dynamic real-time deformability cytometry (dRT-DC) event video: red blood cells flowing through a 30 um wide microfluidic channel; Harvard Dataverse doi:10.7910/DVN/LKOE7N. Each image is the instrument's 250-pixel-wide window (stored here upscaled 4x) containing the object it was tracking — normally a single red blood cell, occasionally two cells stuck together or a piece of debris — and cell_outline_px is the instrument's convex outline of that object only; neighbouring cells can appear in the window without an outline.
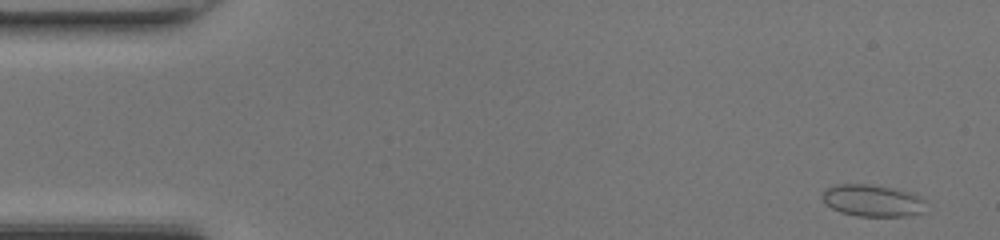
{"species": "common noctule bat (a hibernating species)", "species_latin": "Nyctalus noctula", "temperature_condition": "room temperature", "stored_images_in_passage": 23, "camera_frame_rate_fps": 3000, "um_per_image_px": 0.085, "animal": {"sex": "female", "body_mass_g": 17.0, "forearm_length_mm": 48.0}, "frame": {"image": 1, "passage_image": 2, "time_ms": 0.333, "image_size_px": [1000, 240], "cell_outline_px": [[924, 212], [908, 216], [856, 216], [840, 212], [824, 204], [820, 196], [824, 188], [832, 184], [872, 184], [912, 192], [920, 196], [924, 200]], "centroid_in_image_um": [74.11, 17.04], "position_along_channel_um": 10.9, "area_um2": 19.71}}
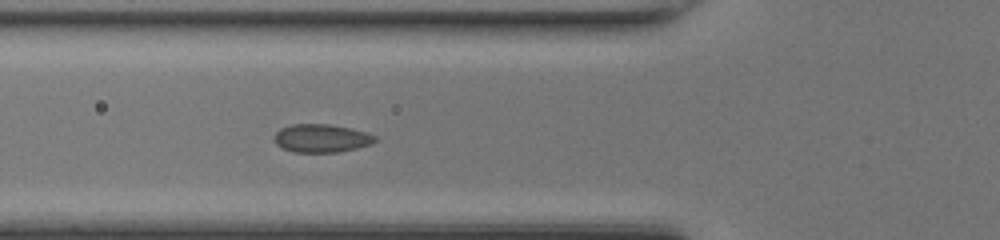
{"frame": {"image": 2, "passage_image": 17, "time_ms": 5.333, "image_size_px": [1000, 240], "cell_outline_px": [[376, 140], [372, 144], [356, 148], [336, 152], [292, 152], [276, 144], [272, 140], [272, 136], [280, 128], [292, 124], [328, 124], [348, 128], [364, 132], [376, 136]], "centroid_in_image_um": [27.26, 11.75], "position_along_channel_um": 98.5, "area_um2": 16.53}}
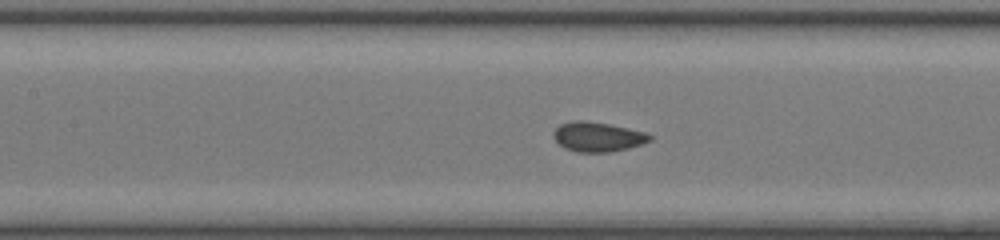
{"frame": {"image": 3, "passage_image": 21, "time_ms": 6.667, "image_size_px": [1000, 240], "cell_outline_px": [[652, 140], [644, 144], [628, 148], [608, 152], [576, 152], [564, 148], [552, 136], [552, 132], [560, 124], [576, 120], [584, 120], [608, 124], [628, 128], [644, 132], [652, 136]], "centroid_in_image_um": [50.8, 11.63], "position_along_channel_um": 156.6, "area_um2": 16.65}}